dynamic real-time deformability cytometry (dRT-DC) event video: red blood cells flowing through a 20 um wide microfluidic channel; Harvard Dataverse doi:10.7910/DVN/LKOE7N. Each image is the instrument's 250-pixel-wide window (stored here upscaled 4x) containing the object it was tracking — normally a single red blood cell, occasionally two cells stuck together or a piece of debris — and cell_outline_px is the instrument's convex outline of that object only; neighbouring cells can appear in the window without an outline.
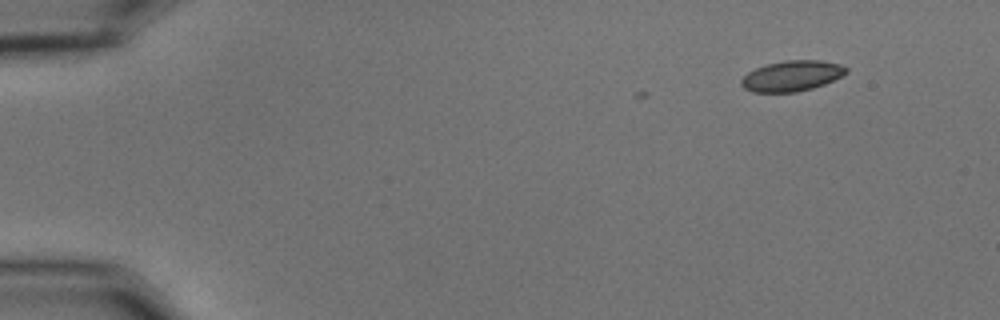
{"species": "common noctule bat (a hibernating species)", "species_latin": "Nyctalus noctula", "temperature_condition": "cold", "stored_images_in_passage": 8, "camera_frame_rate_fps": 3000, "um_per_image_px": 0.085, "animal": {"sex": "male", "body_mass_g": 15.6}, "frame": {"image": 1, "passage_image": 1, "time_ms": 0.0, "image_size_px": [1000, 320], "cell_outline_px": [[848, 72], [824, 84], [812, 88], [796, 92], [752, 92], [744, 88], [740, 84], [740, 80], [748, 72], [764, 64], [784, 60], [820, 60], [840, 64], [848, 68]], "centroid_in_image_um": [67.28, 6.44], "position_along_channel_um": 17.7, "area_um2": 18.73}}